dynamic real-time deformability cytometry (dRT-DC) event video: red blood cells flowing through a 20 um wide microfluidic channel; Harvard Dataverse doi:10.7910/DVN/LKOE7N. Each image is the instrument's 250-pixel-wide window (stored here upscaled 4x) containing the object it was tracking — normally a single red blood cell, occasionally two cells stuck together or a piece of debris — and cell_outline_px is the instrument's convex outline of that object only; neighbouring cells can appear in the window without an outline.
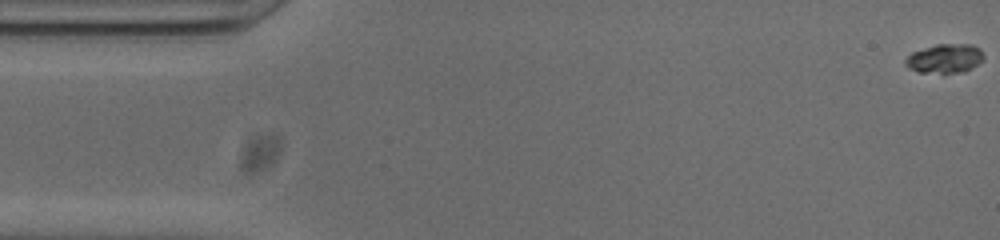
{"species": "common noctule bat (a hibernating species)", "species_latin": "Nyctalus noctula", "temperature_condition": "cold", "stored_images_in_passage": 54, "camera_frame_rate_fps": 3000, "um_per_image_px": 0.085, "animal": {"sex": "male", "body_mass_g": 20.0, "forearm_length_mm": 53.3}, "frame": {"image": 1, "passage_image": 1, "time_ms": 0.0, "image_size_px": [1000, 240], "cell_outline_px": [[984, 56], [976, 64], [964, 72], [944, 76], [920, 72], [908, 68], [904, 64], [904, 60], [912, 52], [936, 44], [972, 44], [980, 48]], "centroid_in_image_um": [80.27, 5.01], "position_along_channel_um": 4.7, "area_um2": 13.7}}
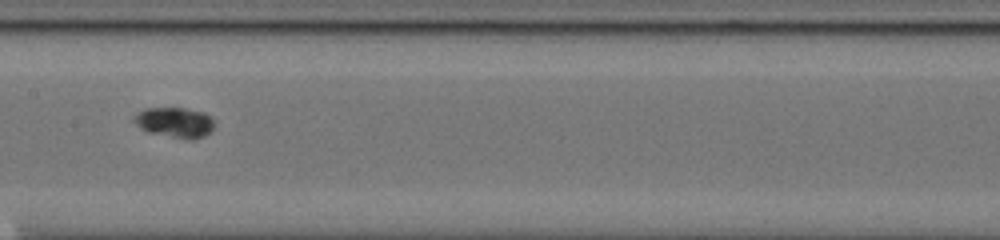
{"frame": {"image": 2, "passage_image": 26, "time_ms": 8.333, "image_size_px": [1000, 240], "cell_outline_px": [[212, 128], [204, 136], [192, 140], [148, 132], [136, 124], [132, 120], [144, 108], [184, 108], [204, 112], [212, 120]], "centroid_in_image_um": [14.84, 10.4], "position_along_channel_um": 192.6, "area_um2": 13.76}}
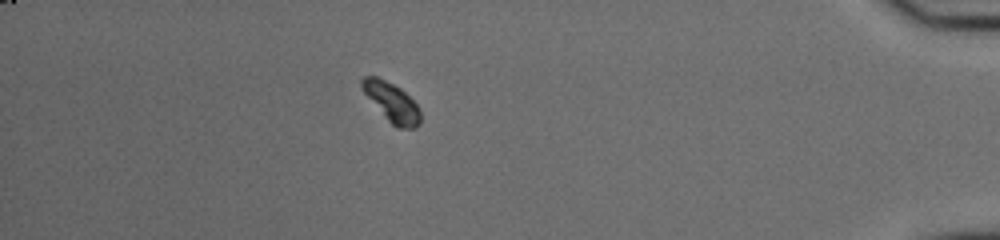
{"frame": {"image": 3, "passage_image": 47, "time_ms": 15.333, "image_size_px": [1000, 240], "cell_outline_px": [[420, 124], [412, 128], [396, 128], [388, 120], [364, 92], [360, 84], [360, 80], [364, 76], [376, 76], [400, 88], [420, 108]], "centroid_in_image_um": [33.3, 8.69], "position_along_channel_um": 401.9, "area_um2": 12.95}}